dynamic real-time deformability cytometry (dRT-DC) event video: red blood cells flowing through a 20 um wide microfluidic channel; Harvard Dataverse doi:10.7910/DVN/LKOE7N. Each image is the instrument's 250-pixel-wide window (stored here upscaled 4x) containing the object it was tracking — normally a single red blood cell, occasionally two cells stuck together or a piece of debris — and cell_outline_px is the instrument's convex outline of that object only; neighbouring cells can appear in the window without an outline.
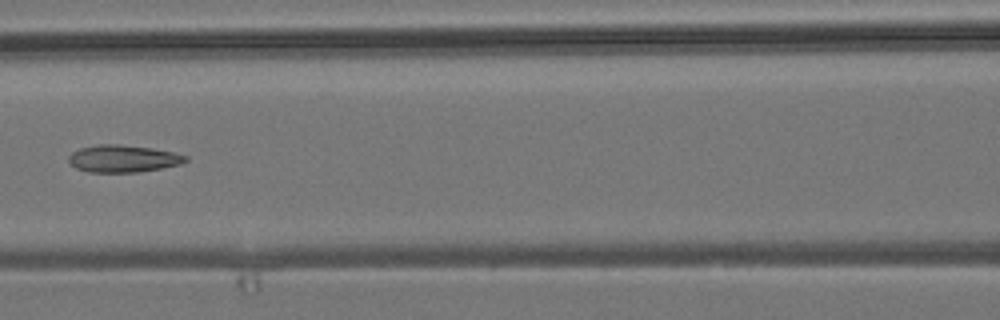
{"species": "common noctule bat (a hibernating species)", "species_latin": "Nyctalus noctula", "temperature_condition": "room temperature", "stored_images_in_passage": 6, "camera_frame_rate_fps": 3000, "um_per_image_px": 0.085, "animal": {"sex": "male", "body_mass_g": 19.2, "forearm_length_mm": 51.8}, "frame": {"image": 1, "passage_image": 6, "time_ms": 6.0, "image_size_px": [1000, 320], "cell_outline_px": [[188, 160], [180, 164], [160, 168], [136, 172], [88, 172], [76, 168], [68, 160], [68, 156], [72, 152], [80, 148], [100, 144], [116, 144], [152, 148], [172, 152], [188, 156]], "centroid_in_image_um": [10.44, 13.48], "position_along_channel_um": 156.2, "area_um2": 18.38}}